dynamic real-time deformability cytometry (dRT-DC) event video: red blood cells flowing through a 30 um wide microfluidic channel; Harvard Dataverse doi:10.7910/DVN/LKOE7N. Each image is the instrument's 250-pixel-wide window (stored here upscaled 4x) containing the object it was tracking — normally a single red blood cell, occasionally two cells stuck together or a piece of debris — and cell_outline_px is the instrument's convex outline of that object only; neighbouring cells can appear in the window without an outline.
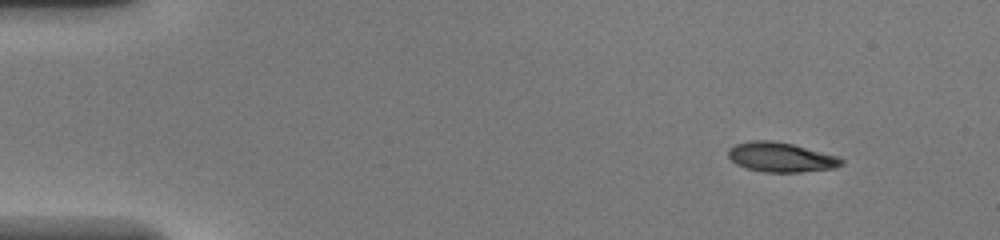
{"species": "common noctule bat (a hibernating species)", "species_latin": "Nyctalus noctula", "temperature_condition": "warm", "stored_images_in_passage": 15, "segment_of_instrument_passage": [2, 2], "camera_frame_rate_fps": 3000, "um_per_image_px": 0.085, "animal": {"sex": "female", "body_mass_g": 20.0, "forearm_length_mm": 54.0}, "frame": {"image": 1, "passage_image": 15, "time_ms": 4.667, "image_size_px": [1000, 240], "cell_outline_px": [[844, 164], [836, 168], [800, 172], [764, 172], [748, 168], [736, 164], [728, 156], [728, 148], [736, 144], [752, 140], [772, 140], [792, 144], [836, 156], [844, 160]], "centroid_in_image_um": [66.37, 13.36], "position_along_channel_um": 18.6, "area_um2": 19.42}}